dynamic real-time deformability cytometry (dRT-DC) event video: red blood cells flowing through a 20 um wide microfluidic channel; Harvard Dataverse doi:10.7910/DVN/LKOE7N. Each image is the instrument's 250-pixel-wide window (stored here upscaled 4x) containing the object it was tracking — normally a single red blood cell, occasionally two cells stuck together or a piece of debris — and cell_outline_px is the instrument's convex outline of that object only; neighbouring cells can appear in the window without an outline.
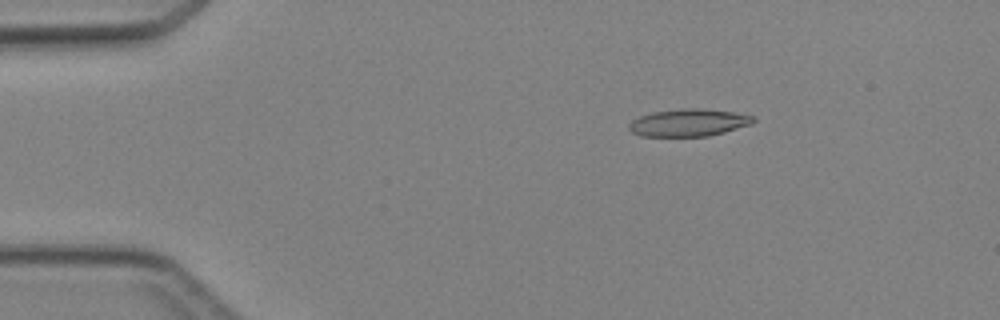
{"species": "Egyptian fruit bat (a non-hibernating species)", "species_latin": "Rousettus aegyptiacus", "temperature_condition": "cold", "stored_images_in_passage": 3, "camera_frame_rate_fps": 3000, "um_per_image_px": 0.085, "animal": {"sex": "female"}, "frame": {"image": 1, "passage_image": 1, "time_ms": 0.0, "image_size_px": [1000, 320], "cell_outline_px": [[756, 120], [752, 124], [724, 132], [708, 136], [640, 136], [632, 132], [628, 128], [628, 124], [632, 120], [640, 116], [652, 112], [684, 108], [704, 108], [736, 112], [756, 116]], "centroid_in_image_um": [58.57, 10.41], "position_along_channel_um": 26.4, "area_um2": 20.06}}
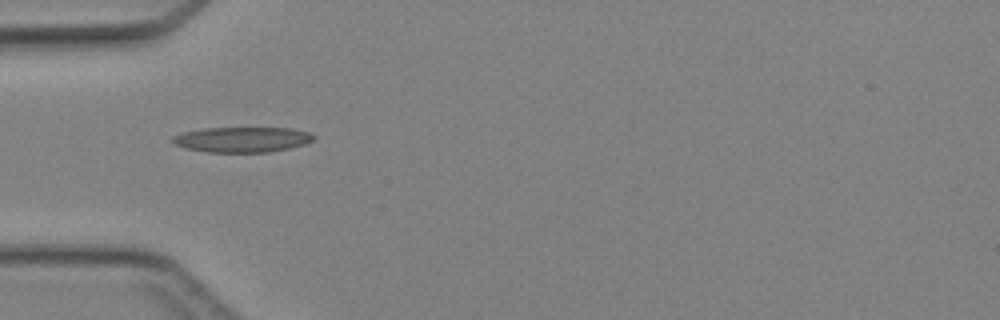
{"frame": {"image": 2, "passage_image": 3, "time_ms": 2.333, "image_size_px": [1000, 320], "cell_outline_px": [[316, 136], [312, 140], [304, 144], [288, 148], [268, 152], [208, 152], [184, 148], [172, 144], [172, 136], [184, 132], [204, 128], [292, 128], [308, 132]], "centroid_in_image_um": [20.55, 11.86], "position_along_channel_um": 64.5, "area_um2": 20.75}}